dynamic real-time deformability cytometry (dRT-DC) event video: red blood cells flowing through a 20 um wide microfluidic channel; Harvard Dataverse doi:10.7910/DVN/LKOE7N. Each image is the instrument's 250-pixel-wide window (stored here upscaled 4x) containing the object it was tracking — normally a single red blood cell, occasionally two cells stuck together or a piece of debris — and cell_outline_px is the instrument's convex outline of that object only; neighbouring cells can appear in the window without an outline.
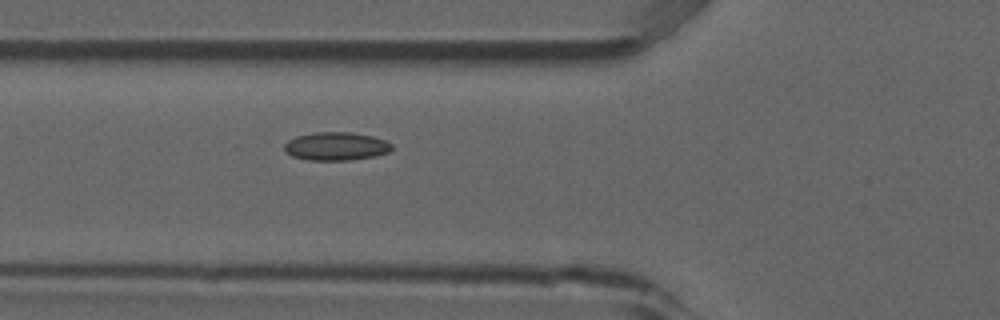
{"species": "common noctule bat (a hibernating species)", "species_latin": "Nyctalus noctula", "temperature_condition": "room temperature", "stored_images_in_passage": 3, "camera_frame_rate_fps": 3000, "um_per_image_px": 0.085, "animal": {"sex": "male", "forearm_length_mm": 52.5}, "frame": {"image": 1, "passage_image": 3, "time_ms": 0.667, "image_size_px": [1000, 320], "cell_outline_px": [[392, 148], [388, 152], [372, 156], [348, 160], [308, 160], [292, 156], [284, 152], [284, 144], [288, 140], [296, 136], [316, 132], [352, 132], [372, 136], [384, 140], [392, 144]], "centroid_in_image_um": [28.52, 12.43], "position_along_channel_um": 97.3, "area_um2": 17.63}}